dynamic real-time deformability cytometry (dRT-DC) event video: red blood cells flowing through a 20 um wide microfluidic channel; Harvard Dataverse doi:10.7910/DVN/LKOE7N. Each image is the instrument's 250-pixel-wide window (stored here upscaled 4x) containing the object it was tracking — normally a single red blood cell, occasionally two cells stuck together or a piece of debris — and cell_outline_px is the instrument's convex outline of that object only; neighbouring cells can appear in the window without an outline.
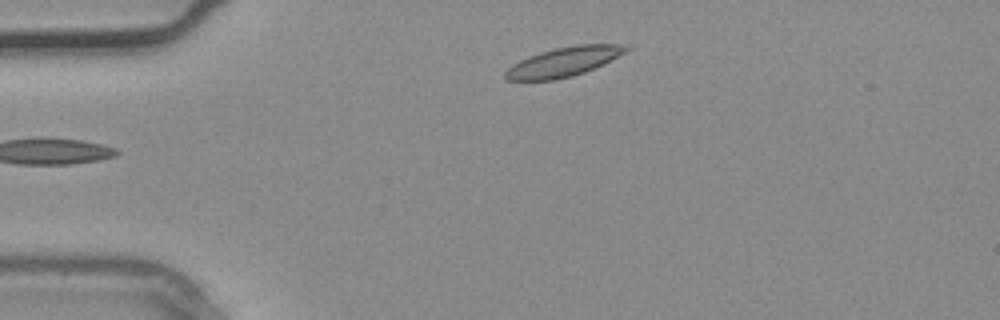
{"species": "common noctule bat (a hibernating species)", "species_latin": "Nyctalus noctula", "temperature_condition": "warm", "stored_images_in_passage": 4, "camera_frame_rate_fps": 3000, "um_per_image_px": 0.085, "animal": {"sex": "male", "body_mass_g": 20.4}, "frame": {"image": 1, "passage_image": 3, "time_ms": 0.667, "image_size_px": [1000, 320], "cell_outline_px": [[632, 48], [604, 64], [584, 72], [572, 76], [556, 80], [508, 80], [504, 76], [504, 72], [512, 64], [528, 56], [540, 52], [556, 48], [576, 44], [620, 44]], "centroid_in_image_um": [47.91, 5.25], "position_along_channel_um": 37.1, "area_um2": 20.63}}
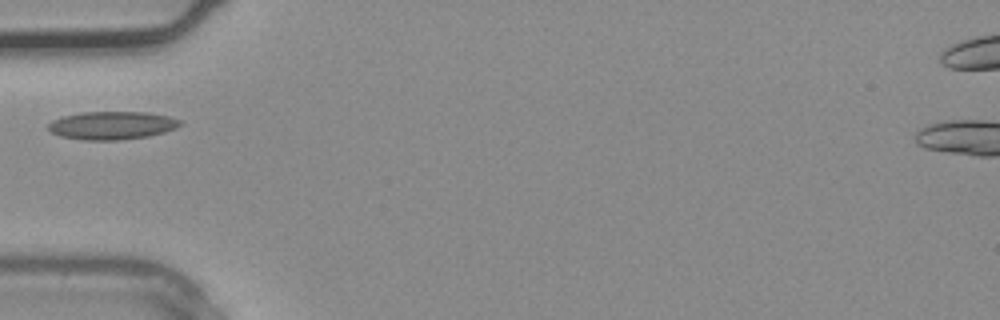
{"frame": {"image": 2, "passage_image": 4, "time_ms": 1.0, "image_size_px": [1000, 320], "cell_outline_px": [[184, 124], [176, 128], [164, 132], [148, 136], [120, 140], [84, 140], [60, 136], [52, 132], [48, 128], [48, 124], [52, 120], [64, 116], [80, 112], [148, 112], [168, 116], [180, 120]], "centroid_in_image_um": [9.54, 10.66], "position_along_channel_um": 75.5, "area_um2": 21.62}}